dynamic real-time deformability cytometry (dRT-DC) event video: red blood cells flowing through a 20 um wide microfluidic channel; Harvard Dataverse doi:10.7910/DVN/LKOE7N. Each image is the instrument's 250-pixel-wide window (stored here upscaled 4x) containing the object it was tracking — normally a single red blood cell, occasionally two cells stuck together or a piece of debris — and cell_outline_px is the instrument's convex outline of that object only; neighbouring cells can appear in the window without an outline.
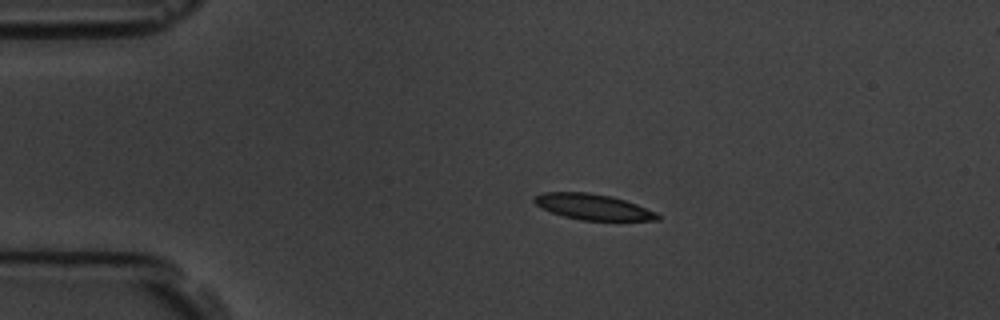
{"species": "common noctule bat (a hibernating species)", "species_latin": "Nyctalus noctula", "temperature_condition": "room temperature", "stored_images_in_passage": 3, "camera_frame_rate_fps": 3000, "um_per_image_px": 0.085, "animal": {"sex": "male", "body_mass_g": 19.5, "forearm_length_mm": 54.6}, "frame": {"image": 1, "passage_image": 1, "time_ms": 0.0, "image_size_px": [1000, 320], "cell_outline_px": [[660, 220], [580, 220], [564, 216], [552, 212], [536, 204], [532, 200], [532, 196], [544, 192], [588, 192], [612, 196], [636, 204], [656, 212], [660, 216]], "centroid_in_image_um": [50.39, 17.57], "position_along_channel_um": 34.6, "area_um2": 18.38}}